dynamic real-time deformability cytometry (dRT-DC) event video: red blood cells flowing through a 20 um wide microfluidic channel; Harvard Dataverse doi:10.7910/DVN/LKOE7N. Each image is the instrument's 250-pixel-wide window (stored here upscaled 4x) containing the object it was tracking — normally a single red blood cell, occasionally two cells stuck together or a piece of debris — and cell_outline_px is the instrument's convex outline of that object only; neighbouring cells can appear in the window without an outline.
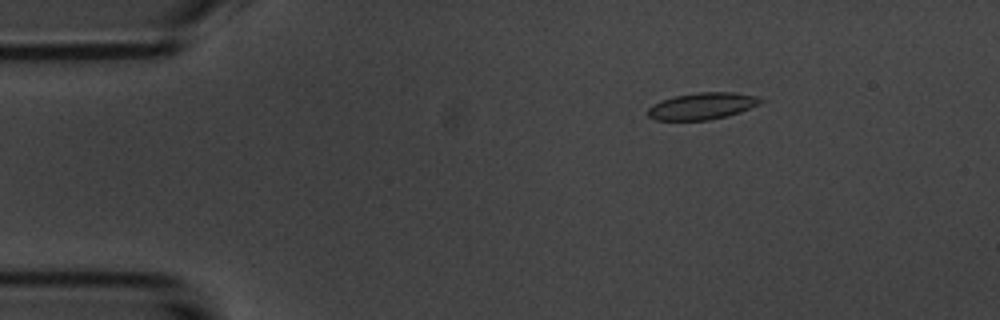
{"species": "common noctule bat (a hibernating species)", "species_latin": "Nyctalus noctula", "temperature_condition": "room temperature", "stored_images_in_passage": 55, "camera_frame_rate_fps": 3000, "um_per_image_px": 0.085, "animal": {"sex": "male", "body_mass_g": 20.1, "forearm_length_mm": 53.5}, "frame": {"image": 1, "passage_image": 9, "time_ms": 2.667, "image_size_px": [1000, 320], "cell_outline_px": [[764, 100], [760, 104], [740, 112], [728, 116], [708, 120], [656, 120], [648, 116], [648, 108], [652, 104], [660, 100], [672, 96], [696, 92], [736, 92], [760, 96]], "centroid_in_image_um": [59.71, 9.0], "position_along_channel_um": 25.3, "area_um2": 17.92}}
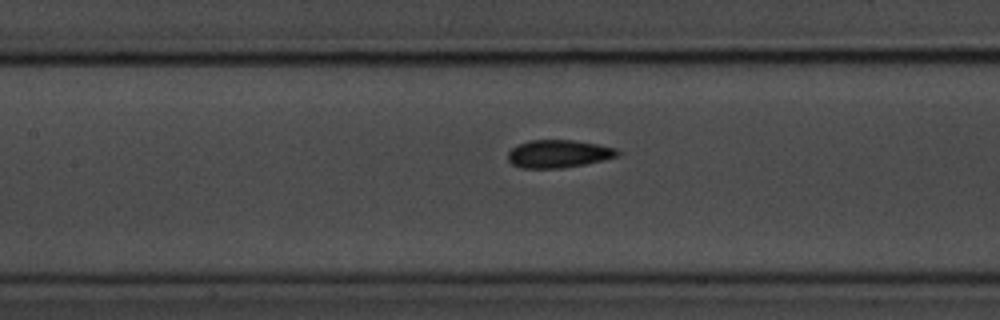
{"frame": {"image": 2, "passage_image": 25, "time_ms": 8.0, "image_size_px": [1000, 320], "cell_outline_px": [[620, 156], [584, 164], [560, 168], [520, 168], [512, 164], [508, 160], [508, 152], [512, 148], [528, 140], [572, 140], [596, 144], [612, 148], [620, 152]], "centroid_in_image_um": [47.44, 13.08], "position_along_channel_um": 160.0, "area_um2": 17.57}}
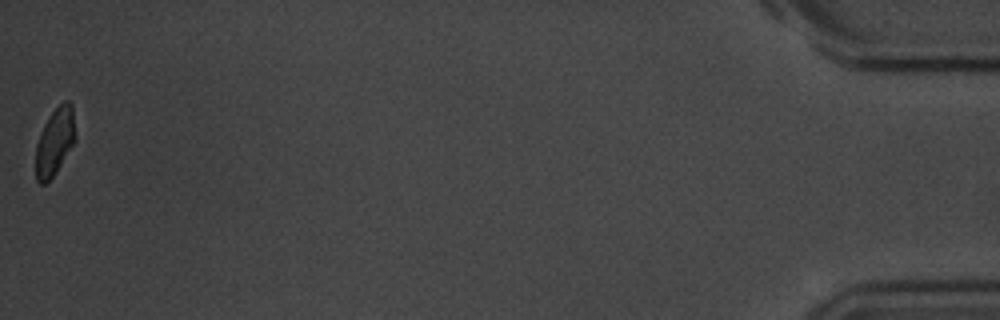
{"frame": {"image": 3, "passage_image": 55, "time_ms": 18.0, "image_size_px": [1000, 320], "cell_outline_px": [[76, 140], [56, 172], [44, 184], [40, 184], [36, 180], [36, 144], [44, 124], [52, 112], [64, 100], [68, 100], [72, 104], [76, 136]], "centroid_in_image_um": [4.67, 12.03], "position_along_channel_um": 430.5, "area_um2": 15.49}, "authors_computed_cell_mechanics": {"area_um2": 17.2244, "velocity_mm_per_s": 3.6884, "shape_relaxation_time_tau1_ms": 3.6574, "shape_relaxation_time_tau2_ms": 1.6791, "deformation_change_tau1": 0.1135, "deformation_change_tau2": 0.0646}}